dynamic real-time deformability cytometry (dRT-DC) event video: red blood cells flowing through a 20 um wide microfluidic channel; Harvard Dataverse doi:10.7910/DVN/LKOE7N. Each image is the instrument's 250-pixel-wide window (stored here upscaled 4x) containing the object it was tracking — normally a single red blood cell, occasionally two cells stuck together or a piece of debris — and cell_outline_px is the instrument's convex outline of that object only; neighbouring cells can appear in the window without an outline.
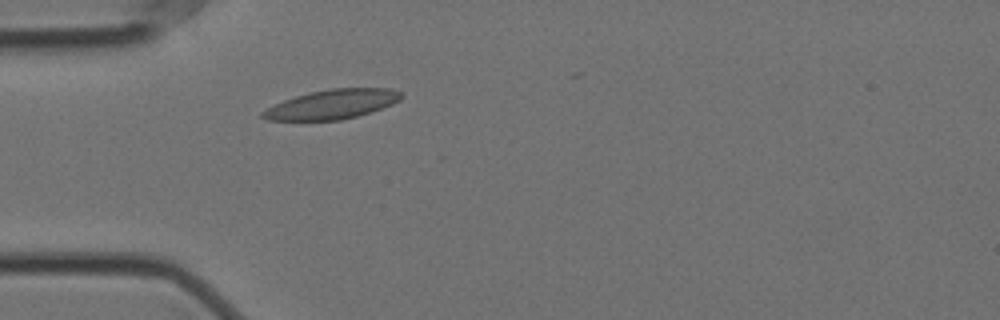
{"species": "Egyptian fruit bat (a non-hibernating species)", "species_latin": "Rousettus aegyptiacus", "temperature_condition": "cold", "stored_images_in_passage": 12, "camera_frame_rate_fps": 3000, "um_per_image_px": 0.085, "animal": {"sex": "female"}, "frame": {"image": 1, "passage_image": 1, "time_ms": 0.0, "image_size_px": [1000, 320], "cell_outline_px": [[404, 96], [400, 100], [392, 104], [372, 112], [340, 120], [268, 120], [260, 116], [260, 112], [284, 100], [308, 92], [328, 88], [392, 88], [400, 92]], "centroid_in_image_um": [28.26, 8.85], "position_along_channel_um": 56.7, "area_um2": 23.76}}
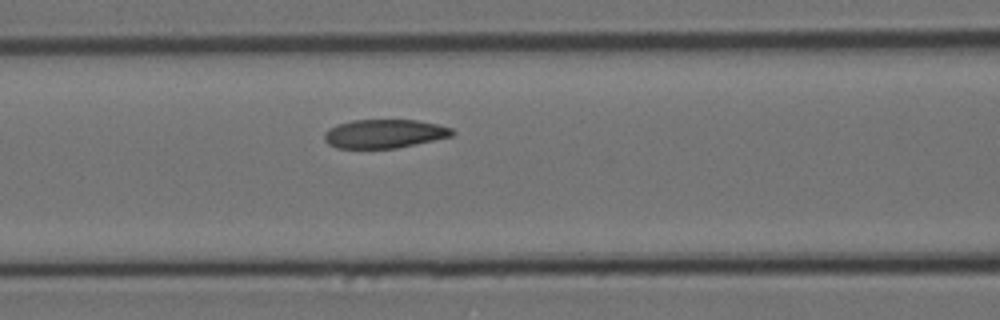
{"frame": {"image": 2, "passage_image": 8, "time_ms": 2.333, "image_size_px": [1000, 320], "cell_outline_px": [[456, 132], [452, 136], [396, 148], [336, 148], [328, 144], [324, 140], [324, 132], [328, 128], [336, 124], [352, 120], [416, 120], [436, 124], [452, 128]], "centroid_in_image_um": [32.63, 11.36], "position_along_channel_um": 134.0, "area_um2": 21.44}}
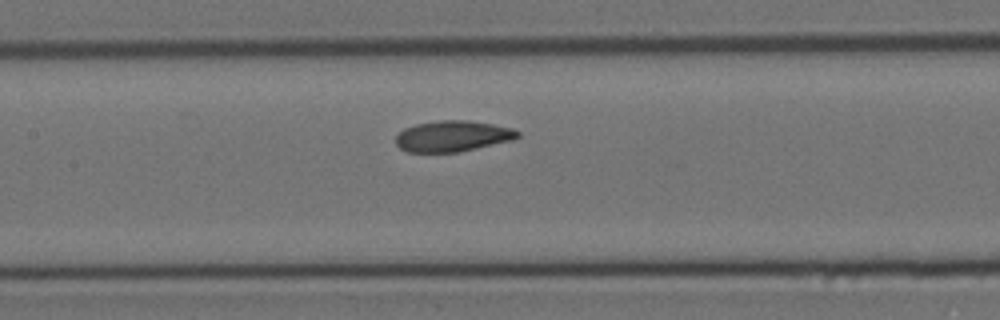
{"frame": {"image": 3, "passage_image": 11, "time_ms": 3.333, "image_size_px": [1000, 320], "cell_outline_px": [[520, 136], [512, 140], [460, 152], [408, 152], [400, 148], [396, 144], [396, 136], [404, 128], [416, 124], [440, 120], [468, 120], [492, 124], [512, 128], [520, 132]], "centroid_in_image_um": [38.48, 11.57], "position_along_channel_um": 168.9, "area_um2": 21.96}}